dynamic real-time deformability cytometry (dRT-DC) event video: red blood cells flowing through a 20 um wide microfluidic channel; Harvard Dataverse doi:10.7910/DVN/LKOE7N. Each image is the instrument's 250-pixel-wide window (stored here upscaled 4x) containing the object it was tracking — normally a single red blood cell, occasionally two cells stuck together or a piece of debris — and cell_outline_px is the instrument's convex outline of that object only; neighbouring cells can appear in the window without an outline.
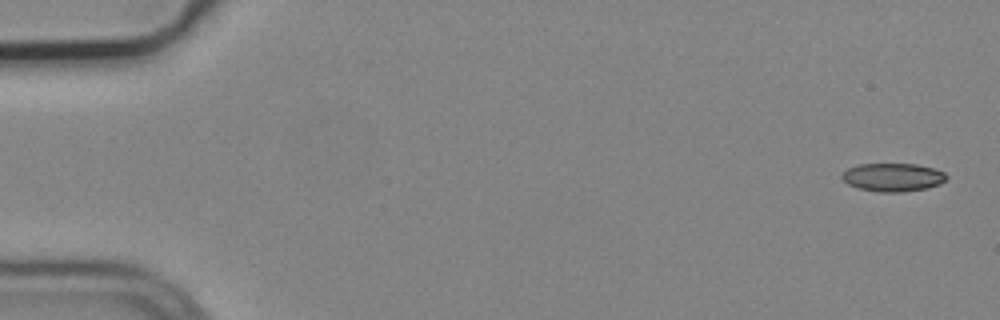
{"species": "common noctule bat (a hibernating species)", "species_latin": "Nyctalus noctula", "temperature_condition": "cold", "stored_images_in_passage": 5, "camera_frame_rate_fps": 3000, "um_per_image_px": 0.085, "animal": {"sex": "male", "body_mass_g": 19.2, "forearm_length_mm": 51.8}, "frame": {"image": 1, "passage_image": 1, "time_ms": 0.0, "image_size_px": [1000, 320], "cell_outline_px": [[948, 176], [940, 184], [928, 188], [900, 192], [880, 192], [856, 188], [848, 184], [840, 176], [848, 168], [860, 164], [916, 164], [932, 168], [944, 172]], "centroid_in_image_um": [75.89, 15.07], "position_along_channel_um": 9.1, "area_um2": 17.17}}
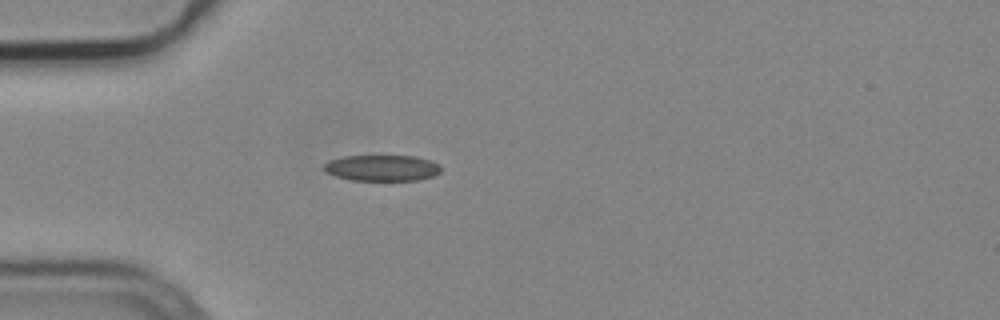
{"frame": {"image": 2, "passage_image": 5, "time_ms": 1.333, "image_size_px": [1000, 320], "cell_outline_px": [[440, 172], [432, 176], [420, 180], [352, 180], [336, 176], [324, 172], [320, 168], [328, 160], [344, 156], [416, 156], [432, 160], [440, 164]], "centroid_in_image_um": [32.45, 14.27], "position_along_channel_um": 52.6, "area_um2": 17.98}}